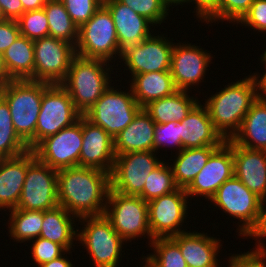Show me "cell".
I'll return each instance as SVG.
<instances>
[{"mask_svg": "<svg viewBox=\"0 0 266 267\" xmlns=\"http://www.w3.org/2000/svg\"><path fill=\"white\" fill-rule=\"evenodd\" d=\"M110 189V173L100 169L78 165L57 172L59 206L78 219L103 215Z\"/></svg>", "mask_w": 266, "mask_h": 267, "instance_id": "cell-1", "label": "cell"}, {"mask_svg": "<svg viewBox=\"0 0 266 267\" xmlns=\"http://www.w3.org/2000/svg\"><path fill=\"white\" fill-rule=\"evenodd\" d=\"M9 75L14 80L30 79L34 74V41L23 35L3 52Z\"/></svg>", "mask_w": 266, "mask_h": 267, "instance_id": "cell-31", "label": "cell"}, {"mask_svg": "<svg viewBox=\"0 0 266 267\" xmlns=\"http://www.w3.org/2000/svg\"><path fill=\"white\" fill-rule=\"evenodd\" d=\"M183 233H179L171 237L180 247L188 267H207L220 266V251L223 248V243L220 238L211 236L208 233L194 231L189 229ZM193 230V231H191Z\"/></svg>", "mask_w": 266, "mask_h": 267, "instance_id": "cell-21", "label": "cell"}, {"mask_svg": "<svg viewBox=\"0 0 266 267\" xmlns=\"http://www.w3.org/2000/svg\"><path fill=\"white\" fill-rule=\"evenodd\" d=\"M78 28L86 23L101 4L97 0H60Z\"/></svg>", "mask_w": 266, "mask_h": 267, "instance_id": "cell-42", "label": "cell"}, {"mask_svg": "<svg viewBox=\"0 0 266 267\" xmlns=\"http://www.w3.org/2000/svg\"><path fill=\"white\" fill-rule=\"evenodd\" d=\"M156 154L158 155L155 151H140L116 155L110 174L111 190L124 195L139 196L143 192L146 177L163 159L166 160L165 156Z\"/></svg>", "mask_w": 266, "mask_h": 267, "instance_id": "cell-13", "label": "cell"}, {"mask_svg": "<svg viewBox=\"0 0 266 267\" xmlns=\"http://www.w3.org/2000/svg\"><path fill=\"white\" fill-rule=\"evenodd\" d=\"M58 170L40 162L37 158L27 167L18 209L46 211L56 208Z\"/></svg>", "mask_w": 266, "mask_h": 267, "instance_id": "cell-17", "label": "cell"}, {"mask_svg": "<svg viewBox=\"0 0 266 267\" xmlns=\"http://www.w3.org/2000/svg\"><path fill=\"white\" fill-rule=\"evenodd\" d=\"M220 146H203L197 148L182 149L178 153H174L169 158V165L172 168L173 178L178 188L186 189L194 180L196 175L206 165L209 157Z\"/></svg>", "mask_w": 266, "mask_h": 267, "instance_id": "cell-29", "label": "cell"}, {"mask_svg": "<svg viewBox=\"0 0 266 267\" xmlns=\"http://www.w3.org/2000/svg\"><path fill=\"white\" fill-rule=\"evenodd\" d=\"M134 10L138 15L145 17L156 28L167 23L171 16V9L164 0H118ZM170 14V15H169ZM169 16V17H168ZM168 17V18H167ZM167 19V20H166Z\"/></svg>", "mask_w": 266, "mask_h": 267, "instance_id": "cell-38", "label": "cell"}, {"mask_svg": "<svg viewBox=\"0 0 266 267\" xmlns=\"http://www.w3.org/2000/svg\"><path fill=\"white\" fill-rule=\"evenodd\" d=\"M233 150L224 142L185 189L190 200L196 197L209 202L217 189L234 175ZM199 197V198H198Z\"/></svg>", "mask_w": 266, "mask_h": 267, "instance_id": "cell-18", "label": "cell"}, {"mask_svg": "<svg viewBox=\"0 0 266 267\" xmlns=\"http://www.w3.org/2000/svg\"><path fill=\"white\" fill-rule=\"evenodd\" d=\"M4 213H6L4 216L9 218H7V225L6 222L3 225L8 226L7 234L13 242L26 244V241L29 242L40 236L43 211L14 208Z\"/></svg>", "mask_w": 266, "mask_h": 267, "instance_id": "cell-32", "label": "cell"}, {"mask_svg": "<svg viewBox=\"0 0 266 267\" xmlns=\"http://www.w3.org/2000/svg\"><path fill=\"white\" fill-rule=\"evenodd\" d=\"M14 80L8 73L5 62H4V57L3 53L0 52V86L6 85L10 81Z\"/></svg>", "mask_w": 266, "mask_h": 267, "instance_id": "cell-52", "label": "cell"}, {"mask_svg": "<svg viewBox=\"0 0 266 267\" xmlns=\"http://www.w3.org/2000/svg\"><path fill=\"white\" fill-rule=\"evenodd\" d=\"M199 101L187 116L178 122L183 149L221 146L226 140L214 128L207 107Z\"/></svg>", "mask_w": 266, "mask_h": 267, "instance_id": "cell-23", "label": "cell"}, {"mask_svg": "<svg viewBox=\"0 0 266 267\" xmlns=\"http://www.w3.org/2000/svg\"><path fill=\"white\" fill-rule=\"evenodd\" d=\"M264 67V72H255L259 81L260 96L266 98V59H258Z\"/></svg>", "mask_w": 266, "mask_h": 267, "instance_id": "cell-51", "label": "cell"}, {"mask_svg": "<svg viewBox=\"0 0 266 267\" xmlns=\"http://www.w3.org/2000/svg\"><path fill=\"white\" fill-rule=\"evenodd\" d=\"M254 0H219L218 6L202 21L208 24H237L248 12ZM227 21V22H226Z\"/></svg>", "mask_w": 266, "mask_h": 267, "instance_id": "cell-37", "label": "cell"}, {"mask_svg": "<svg viewBox=\"0 0 266 267\" xmlns=\"http://www.w3.org/2000/svg\"><path fill=\"white\" fill-rule=\"evenodd\" d=\"M36 159L33 150L0 159V214L14 209L20 200L27 167Z\"/></svg>", "mask_w": 266, "mask_h": 267, "instance_id": "cell-24", "label": "cell"}, {"mask_svg": "<svg viewBox=\"0 0 266 267\" xmlns=\"http://www.w3.org/2000/svg\"><path fill=\"white\" fill-rule=\"evenodd\" d=\"M47 0H21L23 6V13L26 11L43 9Z\"/></svg>", "mask_w": 266, "mask_h": 267, "instance_id": "cell-50", "label": "cell"}, {"mask_svg": "<svg viewBox=\"0 0 266 267\" xmlns=\"http://www.w3.org/2000/svg\"><path fill=\"white\" fill-rule=\"evenodd\" d=\"M155 127L149 113L141 108L133 121L114 138L115 155L153 151Z\"/></svg>", "mask_w": 266, "mask_h": 267, "instance_id": "cell-25", "label": "cell"}, {"mask_svg": "<svg viewBox=\"0 0 266 267\" xmlns=\"http://www.w3.org/2000/svg\"><path fill=\"white\" fill-rule=\"evenodd\" d=\"M193 5V17L201 22L218 6L219 0H189V6ZM195 5H194V4Z\"/></svg>", "mask_w": 266, "mask_h": 267, "instance_id": "cell-47", "label": "cell"}, {"mask_svg": "<svg viewBox=\"0 0 266 267\" xmlns=\"http://www.w3.org/2000/svg\"><path fill=\"white\" fill-rule=\"evenodd\" d=\"M209 201V208L218 207L217 210H221L222 215L228 214L226 219L238 220L235 221L238 225L236 235L243 239L256 225L263 200L233 175L217 189Z\"/></svg>", "mask_w": 266, "mask_h": 267, "instance_id": "cell-7", "label": "cell"}, {"mask_svg": "<svg viewBox=\"0 0 266 267\" xmlns=\"http://www.w3.org/2000/svg\"><path fill=\"white\" fill-rule=\"evenodd\" d=\"M231 140L249 149L266 150V99L259 96Z\"/></svg>", "mask_w": 266, "mask_h": 267, "instance_id": "cell-27", "label": "cell"}, {"mask_svg": "<svg viewBox=\"0 0 266 267\" xmlns=\"http://www.w3.org/2000/svg\"><path fill=\"white\" fill-rule=\"evenodd\" d=\"M72 250L66 251L63 255H61L59 258H56L54 260H51L49 262L43 263L37 267H75V263H72V260L69 258H72ZM71 256H68V255Z\"/></svg>", "mask_w": 266, "mask_h": 267, "instance_id": "cell-49", "label": "cell"}, {"mask_svg": "<svg viewBox=\"0 0 266 267\" xmlns=\"http://www.w3.org/2000/svg\"><path fill=\"white\" fill-rule=\"evenodd\" d=\"M82 114L61 84H50L43 92L35 131V147L45 138L71 126Z\"/></svg>", "mask_w": 266, "mask_h": 267, "instance_id": "cell-12", "label": "cell"}, {"mask_svg": "<svg viewBox=\"0 0 266 267\" xmlns=\"http://www.w3.org/2000/svg\"><path fill=\"white\" fill-rule=\"evenodd\" d=\"M104 6L112 15L121 55L126 49L140 44L156 31L149 20L118 0H110Z\"/></svg>", "mask_w": 266, "mask_h": 267, "instance_id": "cell-22", "label": "cell"}, {"mask_svg": "<svg viewBox=\"0 0 266 267\" xmlns=\"http://www.w3.org/2000/svg\"><path fill=\"white\" fill-rule=\"evenodd\" d=\"M114 84L116 83L113 82L83 115L94 125L103 128L113 139L133 121L142 108L135 100L129 84L128 88H117L120 86ZM122 88L127 89L123 91Z\"/></svg>", "mask_w": 266, "mask_h": 267, "instance_id": "cell-8", "label": "cell"}, {"mask_svg": "<svg viewBox=\"0 0 266 267\" xmlns=\"http://www.w3.org/2000/svg\"><path fill=\"white\" fill-rule=\"evenodd\" d=\"M49 85L46 82L22 79L0 86V95L9 105L14 130L30 150L35 148V131L42 96Z\"/></svg>", "mask_w": 266, "mask_h": 267, "instance_id": "cell-4", "label": "cell"}, {"mask_svg": "<svg viewBox=\"0 0 266 267\" xmlns=\"http://www.w3.org/2000/svg\"><path fill=\"white\" fill-rule=\"evenodd\" d=\"M28 150L14 130L8 103L0 95V159L16 157Z\"/></svg>", "mask_w": 266, "mask_h": 267, "instance_id": "cell-34", "label": "cell"}, {"mask_svg": "<svg viewBox=\"0 0 266 267\" xmlns=\"http://www.w3.org/2000/svg\"><path fill=\"white\" fill-rule=\"evenodd\" d=\"M247 238H253L256 243L255 246L252 245V249L248 248V251H244V253L253 256H266V200L262 201L256 225L243 239L246 240Z\"/></svg>", "mask_w": 266, "mask_h": 267, "instance_id": "cell-44", "label": "cell"}, {"mask_svg": "<svg viewBox=\"0 0 266 267\" xmlns=\"http://www.w3.org/2000/svg\"><path fill=\"white\" fill-rule=\"evenodd\" d=\"M265 44H264L265 49L263 50L264 53L262 52V54L260 55L261 58L259 57V59H266V46H265Z\"/></svg>", "mask_w": 266, "mask_h": 267, "instance_id": "cell-55", "label": "cell"}, {"mask_svg": "<svg viewBox=\"0 0 266 267\" xmlns=\"http://www.w3.org/2000/svg\"><path fill=\"white\" fill-rule=\"evenodd\" d=\"M190 201L183 188H177L172 193L150 200L148 202V225L152 238H170L188 231L187 225L189 224L186 220L189 216L188 212L191 211L188 209L193 205L189 204L192 203Z\"/></svg>", "mask_w": 266, "mask_h": 267, "instance_id": "cell-11", "label": "cell"}, {"mask_svg": "<svg viewBox=\"0 0 266 267\" xmlns=\"http://www.w3.org/2000/svg\"><path fill=\"white\" fill-rule=\"evenodd\" d=\"M233 150L234 176L251 192L266 200V150L249 149L225 141Z\"/></svg>", "mask_w": 266, "mask_h": 267, "instance_id": "cell-20", "label": "cell"}, {"mask_svg": "<svg viewBox=\"0 0 266 267\" xmlns=\"http://www.w3.org/2000/svg\"><path fill=\"white\" fill-rule=\"evenodd\" d=\"M20 35L35 41L49 36L48 19L44 9L26 11L17 19Z\"/></svg>", "mask_w": 266, "mask_h": 267, "instance_id": "cell-39", "label": "cell"}, {"mask_svg": "<svg viewBox=\"0 0 266 267\" xmlns=\"http://www.w3.org/2000/svg\"><path fill=\"white\" fill-rule=\"evenodd\" d=\"M157 31L156 34L153 32L140 44L132 46L122 53L119 64L121 63L120 69L124 66L121 69V72L123 70L124 73L116 74V78L127 73L124 76L129 78L128 80L127 78L124 79L125 83L137 74L170 71L173 41L175 39L167 37L168 35H165V33H160V28Z\"/></svg>", "mask_w": 266, "mask_h": 267, "instance_id": "cell-10", "label": "cell"}, {"mask_svg": "<svg viewBox=\"0 0 266 267\" xmlns=\"http://www.w3.org/2000/svg\"><path fill=\"white\" fill-rule=\"evenodd\" d=\"M104 215L113 229L127 242L153 238L148 225V202L140 196L124 195L110 189ZM145 237V238H144Z\"/></svg>", "mask_w": 266, "mask_h": 267, "instance_id": "cell-9", "label": "cell"}, {"mask_svg": "<svg viewBox=\"0 0 266 267\" xmlns=\"http://www.w3.org/2000/svg\"><path fill=\"white\" fill-rule=\"evenodd\" d=\"M207 267H222V265L221 266H207Z\"/></svg>", "mask_w": 266, "mask_h": 267, "instance_id": "cell-58", "label": "cell"}, {"mask_svg": "<svg viewBox=\"0 0 266 267\" xmlns=\"http://www.w3.org/2000/svg\"><path fill=\"white\" fill-rule=\"evenodd\" d=\"M75 51L76 55L83 58L103 59L114 65L117 63L116 72H120L121 50L117 32L112 15L104 5L79 27Z\"/></svg>", "mask_w": 266, "mask_h": 267, "instance_id": "cell-6", "label": "cell"}, {"mask_svg": "<svg viewBox=\"0 0 266 267\" xmlns=\"http://www.w3.org/2000/svg\"><path fill=\"white\" fill-rule=\"evenodd\" d=\"M49 26V36L65 40L74 46L78 41V26L60 0H47L43 7Z\"/></svg>", "mask_w": 266, "mask_h": 267, "instance_id": "cell-33", "label": "cell"}, {"mask_svg": "<svg viewBox=\"0 0 266 267\" xmlns=\"http://www.w3.org/2000/svg\"><path fill=\"white\" fill-rule=\"evenodd\" d=\"M83 145L79 166L112 172L116 158L114 139L100 126L94 125L82 115Z\"/></svg>", "mask_w": 266, "mask_h": 267, "instance_id": "cell-19", "label": "cell"}, {"mask_svg": "<svg viewBox=\"0 0 266 267\" xmlns=\"http://www.w3.org/2000/svg\"><path fill=\"white\" fill-rule=\"evenodd\" d=\"M78 225L77 247L83 246L87 251L89 263L93 262L94 267H120L127 242L113 229L110 220L104 214L86 216L78 219Z\"/></svg>", "mask_w": 266, "mask_h": 267, "instance_id": "cell-5", "label": "cell"}, {"mask_svg": "<svg viewBox=\"0 0 266 267\" xmlns=\"http://www.w3.org/2000/svg\"><path fill=\"white\" fill-rule=\"evenodd\" d=\"M228 256L224 267H266V256H253L242 251Z\"/></svg>", "mask_w": 266, "mask_h": 267, "instance_id": "cell-45", "label": "cell"}, {"mask_svg": "<svg viewBox=\"0 0 266 267\" xmlns=\"http://www.w3.org/2000/svg\"><path fill=\"white\" fill-rule=\"evenodd\" d=\"M140 262H142L141 263V265L143 264V266H141V267H152L143 257H142V255H141V258H140Z\"/></svg>", "mask_w": 266, "mask_h": 267, "instance_id": "cell-54", "label": "cell"}, {"mask_svg": "<svg viewBox=\"0 0 266 267\" xmlns=\"http://www.w3.org/2000/svg\"><path fill=\"white\" fill-rule=\"evenodd\" d=\"M240 24L243 29L246 27L250 31L266 34V0H254L251 4L248 12L242 17V19L235 25Z\"/></svg>", "mask_w": 266, "mask_h": 267, "instance_id": "cell-43", "label": "cell"}, {"mask_svg": "<svg viewBox=\"0 0 266 267\" xmlns=\"http://www.w3.org/2000/svg\"><path fill=\"white\" fill-rule=\"evenodd\" d=\"M196 95L198 94L190 96L189 91L177 90L169 96L150 102L144 109L156 124L181 122L200 101Z\"/></svg>", "mask_w": 266, "mask_h": 267, "instance_id": "cell-30", "label": "cell"}, {"mask_svg": "<svg viewBox=\"0 0 266 267\" xmlns=\"http://www.w3.org/2000/svg\"><path fill=\"white\" fill-rule=\"evenodd\" d=\"M20 35L17 20H3L0 22V52L3 53Z\"/></svg>", "mask_w": 266, "mask_h": 267, "instance_id": "cell-46", "label": "cell"}, {"mask_svg": "<svg viewBox=\"0 0 266 267\" xmlns=\"http://www.w3.org/2000/svg\"><path fill=\"white\" fill-rule=\"evenodd\" d=\"M0 5L5 19L17 20L23 14L21 0H0Z\"/></svg>", "mask_w": 266, "mask_h": 267, "instance_id": "cell-48", "label": "cell"}, {"mask_svg": "<svg viewBox=\"0 0 266 267\" xmlns=\"http://www.w3.org/2000/svg\"><path fill=\"white\" fill-rule=\"evenodd\" d=\"M3 20H6V19L4 18V15L2 13V8H1V5H0V22L3 21Z\"/></svg>", "mask_w": 266, "mask_h": 267, "instance_id": "cell-56", "label": "cell"}, {"mask_svg": "<svg viewBox=\"0 0 266 267\" xmlns=\"http://www.w3.org/2000/svg\"><path fill=\"white\" fill-rule=\"evenodd\" d=\"M114 66L116 68V65L103 59L83 58L78 55L73 58L61 85L82 115L94 105L112 82L121 83V79L119 81L116 80V76L113 77L116 75Z\"/></svg>", "mask_w": 266, "mask_h": 267, "instance_id": "cell-3", "label": "cell"}, {"mask_svg": "<svg viewBox=\"0 0 266 267\" xmlns=\"http://www.w3.org/2000/svg\"><path fill=\"white\" fill-rule=\"evenodd\" d=\"M30 245L28 248L31 252L32 261L34 265L39 266L43 263L49 262L63 255L66 250L57 243H54L48 239L38 237L28 242Z\"/></svg>", "mask_w": 266, "mask_h": 267, "instance_id": "cell-41", "label": "cell"}, {"mask_svg": "<svg viewBox=\"0 0 266 267\" xmlns=\"http://www.w3.org/2000/svg\"><path fill=\"white\" fill-rule=\"evenodd\" d=\"M76 222H78V218L62 206L58 205L56 208L43 211V223L39 237L60 244L66 251H74L75 245L78 244Z\"/></svg>", "mask_w": 266, "mask_h": 267, "instance_id": "cell-26", "label": "cell"}, {"mask_svg": "<svg viewBox=\"0 0 266 267\" xmlns=\"http://www.w3.org/2000/svg\"><path fill=\"white\" fill-rule=\"evenodd\" d=\"M75 56V46L65 40L51 36L35 40L34 74L29 80L61 84Z\"/></svg>", "mask_w": 266, "mask_h": 267, "instance_id": "cell-14", "label": "cell"}, {"mask_svg": "<svg viewBox=\"0 0 266 267\" xmlns=\"http://www.w3.org/2000/svg\"><path fill=\"white\" fill-rule=\"evenodd\" d=\"M172 147L176 149L175 153H178L183 149L180 141L178 122L171 121L163 124H156L154 130L153 151L159 154L160 149L161 151L166 150L165 152L171 149L170 152L172 155Z\"/></svg>", "mask_w": 266, "mask_h": 267, "instance_id": "cell-40", "label": "cell"}, {"mask_svg": "<svg viewBox=\"0 0 266 267\" xmlns=\"http://www.w3.org/2000/svg\"><path fill=\"white\" fill-rule=\"evenodd\" d=\"M83 145L82 116L71 126L43 139L34 149L36 158L49 167L60 170L79 165Z\"/></svg>", "mask_w": 266, "mask_h": 267, "instance_id": "cell-16", "label": "cell"}, {"mask_svg": "<svg viewBox=\"0 0 266 267\" xmlns=\"http://www.w3.org/2000/svg\"><path fill=\"white\" fill-rule=\"evenodd\" d=\"M218 90L215 94L210 93L209 97L205 95L203 104L208 109L214 128L227 140L240 129L247 112L260 96L259 81L253 72Z\"/></svg>", "mask_w": 266, "mask_h": 267, "instance_id": "cell-2", "label": "cell"}, {"mask_svg": "<svg viewBox=\"0 0 266 267\" xmlns=\"http://www.w3.org/2000/svg\"><path fill=\"white\" fill-rule=\"evenodd\" d=\"M147 247L153 252L142 256L152 267H188L179 245L171 237L155 238Z\"/></svg>", "mask_w": 266, "mask_h": 267, "instance_id": "cell-35", "label": "cell"}, {"mask_svg": "<svg viewBox=\"0 0 266 267\" xmlns=\"http://www.w3.org/2000/svg\"><path fill=\"white\" fill-rule=\"evenodd\" d=\"M164 1L172 9V11H173L174 6L175 7L177 6V8L175 10V11H177L179 6H181L180 8L182 9L184 7L183 5H185V4L189 5V0H164Z\"/></svg>", "mask_w": 266, "mask_h": 267, "instance_id": "cell-53", "label": "cell"}, {"mask_svg": "<svg viewBox=\"0 0 266 267\" xmlns=\"http://www.w3.org/2000/svg\"><path fill=\"white\" fill-rule=\"evenodd\" d=\"M101 5L107 4L110 0H97Z\"/></svg>", "mask_w": 266, "mask_h": 267, "instance_id": "cell-57", "label": "cell"}, {"mask_svg": "<svg viewBox=\"0 0 266 267\" xmlns=\"http://www.w3.org/2000/svg\"><path fill=\"white\" fill-rule=\"evenodd\" d=\"M166 161L164 160L146 177L143 192L139 196L147 202L162 195L172 193L178 188L173 178L169 160L167 159Z\"/></svg>", "mask_w": 266, "mask_h": 267, "instance_id": "cell-36", "label": "cell"}, {"mask_svg": "<svg viewBox=\"0 0 266 267\" xmlns=\"http://www.w3.org/2000/svg\"><path fill=\"white\" fill-rule=\"evenodd\" d=\"M127 83L132 89L135 100L142 108L178 90L170 71L137 74Z\"/></svg>", "mask_w": 266, "mask_h": 267, "instance_id": "cell-28", "label": "cell"}, {"mask_svg": "<svg viewBox=\"0 0 266 267\" xmlns=\"http://www.w3.org/2000/svg\"><path fill=\"white\" fill-rule=\"evenodd\" d=\"M174 41V47L171 55L170 72L174 84L178 90L189 91L201 86L204 78L210 70L213 54L205 50L201 45L194 43ZM209 67V68H208ZM195 87V88H194Z\"/></svg>", "mask_w": 266, "mask_h": 267, "instance_id": "cell-15", "label": "cell"}]
</instances>
